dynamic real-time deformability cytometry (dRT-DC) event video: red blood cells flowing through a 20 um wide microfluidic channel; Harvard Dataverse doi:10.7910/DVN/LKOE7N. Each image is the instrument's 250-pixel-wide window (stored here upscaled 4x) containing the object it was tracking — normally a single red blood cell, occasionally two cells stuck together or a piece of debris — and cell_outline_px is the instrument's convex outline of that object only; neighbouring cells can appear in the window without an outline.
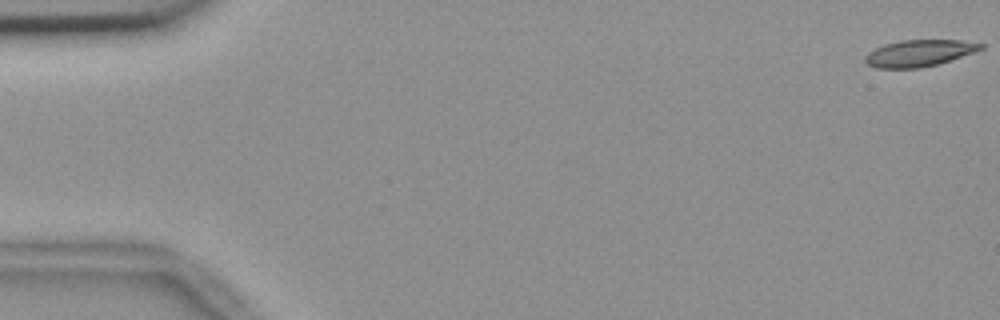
{"species": "common noctule bat (a hibernating species)", "species_latin": "Nyctalus noctula", "temperature_condition": "room temperature", "stored_images_in_passage": 50, "camera_frame_rate_fps": 3000, "um_per_image_px": 0.085, "animal": {"sex": "female", "body_mass_g": 18.4}, "frame": {"image": 1, "passage_image": 1, "time_ms": 0.0, "image_size_px": [1000, 320], "cell_outline_px": [[984, 48], [936, 64], [920, 68], [876, 68], [868, 64], [864, 60], [864, 56], [868, 52], [884, 44], [900, 40], [960, 40], [984, 44]], "centroid_in_image_um": [78.07, 4.51], "position_along_channel_um": 6.9, "area_um2": 17.69}}
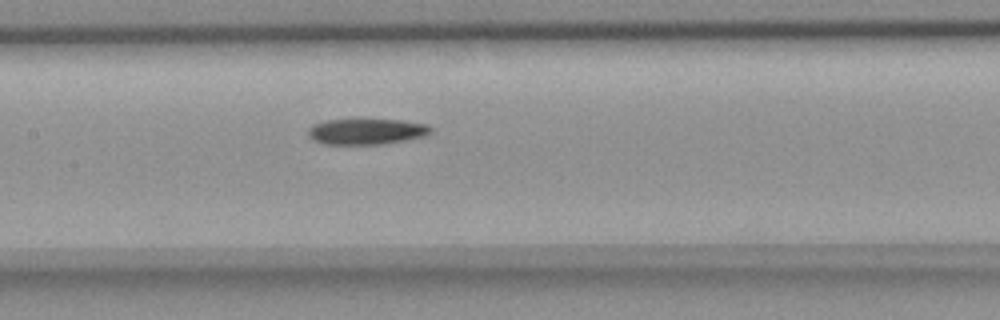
{"frame": {"image": 2, "passage_image": 27, "time_ms": 8.667, "image_size_px": [1000, 320], "cell_outline_px": [[432, 132], [424, 136], [404, 140], [380, 144], [324, 144], [312, 140], [308, 136], [308, 128], [312, 124], [324, 120], [404, 120], [428, 124], [432, 128]], "centroid_in_image_um": [31.13, 11.17], "position_along_channel_um": 176.3, "area_um2": 18.5}}
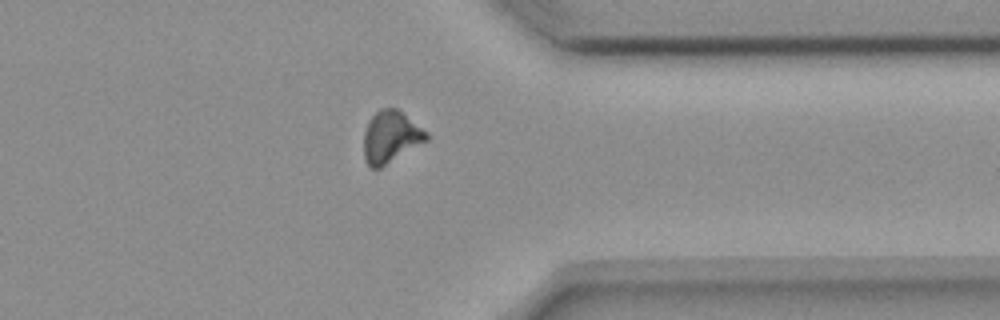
{"frame": {"image": 3, "passage_image": 44, "time_ms": 14.333, "image_size_px": [1000, 320], "cell_outline_px": [[428, 140], [380, 168], [368, 168], [364, 160], [364, 132], [368, 120], [380, 108], [396, 108], [428, 132]], "centroid_in_image_um": [33.19, 11.65], "position_along_channel_um": 378.2, "area_um2": 18.96}}